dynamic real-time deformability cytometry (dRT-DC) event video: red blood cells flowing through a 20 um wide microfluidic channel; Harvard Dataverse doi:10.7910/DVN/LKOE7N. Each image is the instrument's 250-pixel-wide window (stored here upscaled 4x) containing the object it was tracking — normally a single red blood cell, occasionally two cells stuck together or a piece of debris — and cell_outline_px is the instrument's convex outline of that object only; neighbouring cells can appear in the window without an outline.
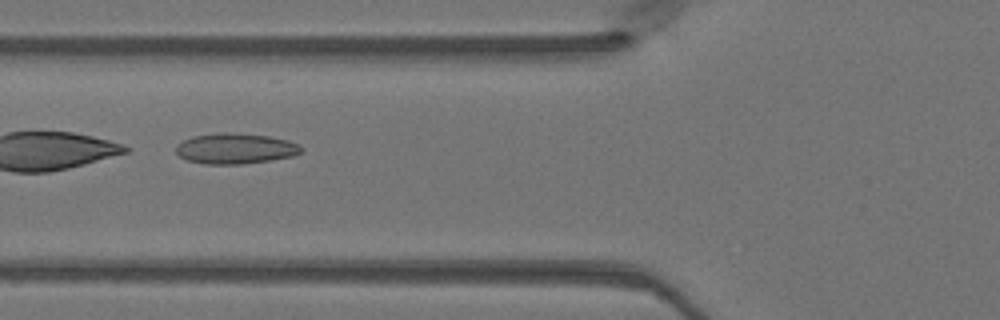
{"species": "Egyptian fruit bat (a non-hibernating species)", "species_latin": "Rousettus aegyptiacus", "temperature_condition": "warm", "stored_images_in_passage": 45, "camera_frame_rate_fps": 3000, "um_per_image_px": 0.085, "animal": {"sex": "female"}, "frame": {"image": 1, "passage_image": 16, "time_ms": 5.0, "image_size_px": [1000, 320], "cell_outline_px": [[304, 148], [300, 152], [292, 156], [272, 160], [240, 164], [204, 164], [188, 160], [180, 156], [176, 152], [176, 144], [192, 136], [224, 132], [228, 132], [268, 136], [288, 140], [300, 144]], "centroid_in_image_um": [20.02, 12.62], "position_along_channel_um": 105.8, "area_um2": 22.31}}
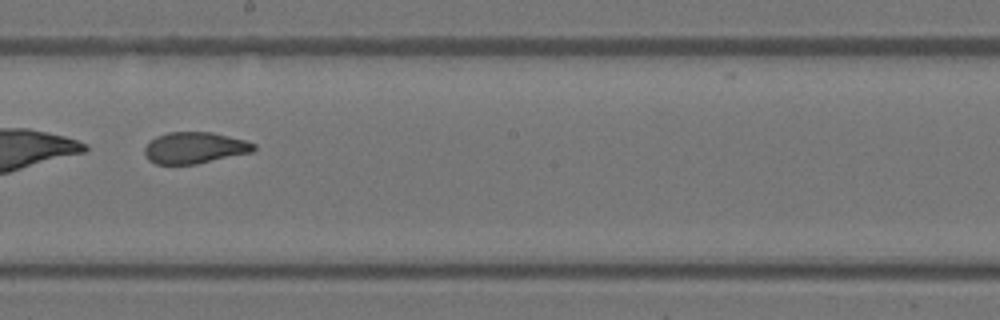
{"frame": {"image": 2, "passage_image": 25, "time_ms": 8.0, "image_size_px": [1000, 320], "cell_outline_px": [[256, 148], [252, 152], [196, 164], [156, 164], [148, 160], [144, 152], [144, 148], [156, 136], [168, 132], [212, 132], [244, 140], [256, 144]], "centroid_in_image_um": [16.54, 12.56], "position_along_channel_um": 231.7, "area_um2": 19.88}}
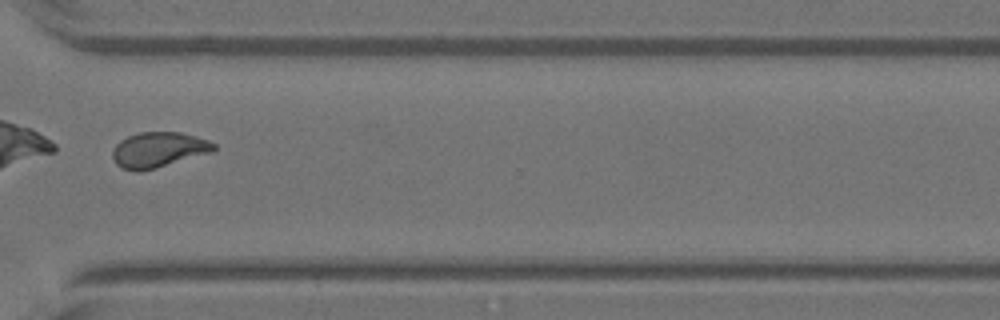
{"frame": {"image": 3, "passage_image": 34, "time_ms": 11.0, "image_size_px": [1000, 320], "cell_outline_px": [[216, 148], [212, 152], [156, 168], [140, 172], [136, 172], [120, 168], [116, 164], [112, 156], [112, 152], [116, 144], [120, 140], [128, 136], [140, 132], [180, 132], [196, 136], [208, 140], [216, 144]], "centroid_in_image_um": [13.45, 12.74], "position_along_channel_um": 357.1, "area_um2": 20.98}}